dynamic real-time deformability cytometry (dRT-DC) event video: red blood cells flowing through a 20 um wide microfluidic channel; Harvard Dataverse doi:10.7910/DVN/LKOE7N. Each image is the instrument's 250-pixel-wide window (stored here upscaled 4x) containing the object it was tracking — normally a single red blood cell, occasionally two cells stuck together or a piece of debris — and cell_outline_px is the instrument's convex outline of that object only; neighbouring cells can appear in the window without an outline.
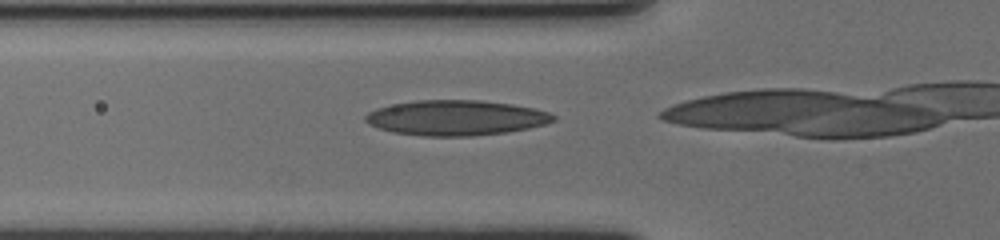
{"species": "human", "species_latin": "Homo sapiens", "temperature_condition": "cold", "stored_images_in_passage": 22, "camera_frame_rate_fps": 3000, "um_per_image_px": 0.085, "donor": {"sex": "female"}, "frame": {"image": 1, "passage_image": 14, "time_ms": 4.333, "image_size_px": [1000, 240], "cell_outline_px": [[556, 120], [544, 124], [528, 128], [504, 132], [472, 136], [424, 136], [392, 132], [368, 124], [364, 120], [364, 116], [368, 112], [376, 108], [392, 104], [416, 100], [480, 100], [512, 104], [532, 108], [548, 112], [556, 116]], "centroid_in_image_um": [38.72, 10.01], "position_along_channel_um": 87.1, "area_um2": 38.49}}
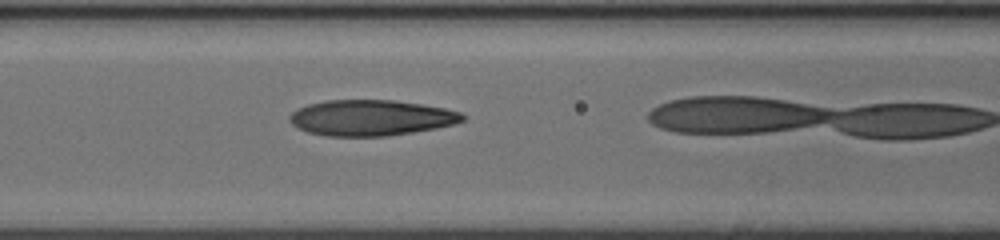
{"frame": {"image": 2, "passage_image": 18, "time_ms": 5.667, "image_size_px": [1000, 240], "cell_outline_px": [[464, 120], [452, 124], [436, 128], [412, 132], [384, 136], [328, 136], [308, 132], [292, 124], [288, 120], [288, 116], [296, 108], [308, 104], [324, 100], [396, 100], [444, 108], [460, 112], [464, 116]], "centroid_in_image_um": [31.49, 10.0], "position_along_channel_um": 135.1, "area_um2": 35.95}}
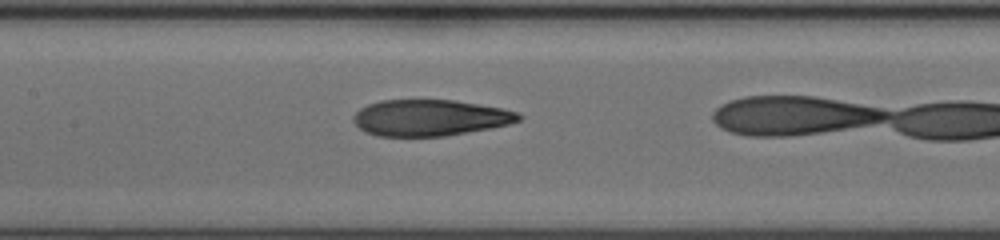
{"frame": {"image": 3, "passage_image": 21, "time_ms": 6.667, "image_size_px": [1000, 240], "cell_outline_px": [[524, 116], [520, 120], [508, 124], [492, 128], [444, 136], [376, 136], [364, 132], [352, 120], [352, 116], [360, 108], [368, 104], [380, 100], [456, 100], [500, 108], [520, 112]], "centroid_in_image_um": [36.54, 10.01], "position_along_channel_um": 170.9, "area_um2": 35.08}}